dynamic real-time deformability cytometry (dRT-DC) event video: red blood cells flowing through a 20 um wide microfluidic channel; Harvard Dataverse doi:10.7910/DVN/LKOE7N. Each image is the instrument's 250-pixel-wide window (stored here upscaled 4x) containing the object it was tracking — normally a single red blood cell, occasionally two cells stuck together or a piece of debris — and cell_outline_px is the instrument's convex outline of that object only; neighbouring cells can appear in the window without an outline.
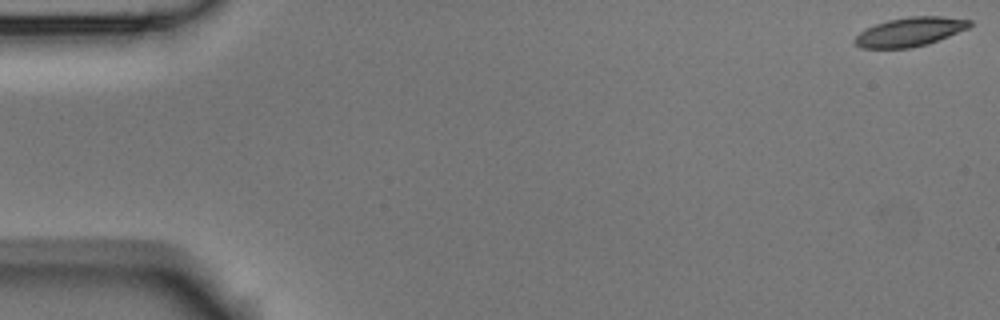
{"species": "Egyptian fruit bat (a non-hibernating species)", "species_latin": "Rousettus aegyptiacus", "temperature_condition": "room temperature", "stored_images_in_passage": 7, "camera_frame_rate_fps": 3000, "um_per_image_px": 0.085, "animal": {"sex": "male"}, "frame": {"image": 1, "passage_image": 1, "time_ms": 0.0, "image_size_px": [1000, 320], "cell_outline_px": [[972, 24], [968, 28], [928, 44], [912, 48], [860, 48], [852, 40], [860, 32], [876, 24], [888, 20], [908, 16], [940, 16], [972, 20]], "centroid_in_image_um": [77.34, 2.71], "position_along_channel_um": 7.7, "area_um2": 19.36}}
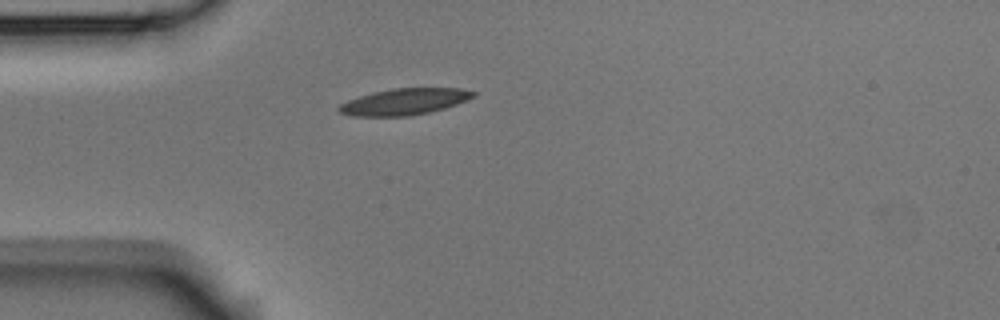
{"frame": {"image": 2, "passage_image": 5, "time_ms": 1.333, "image_size_px": [1000, 320], "cell_outline_px": [[476, 96], [456, 104], [444, 108], [428, 112], [408, 116], [352, 116], [340, 112], [336, 108], [340, 104], [348, 100], [372, 92], [392, 88], [460, 88], [476, 92]], "centroid_in_image_um": [34.36, 8.64], "position_along_channel_um": 50.6, "area_um2": 20.58}}
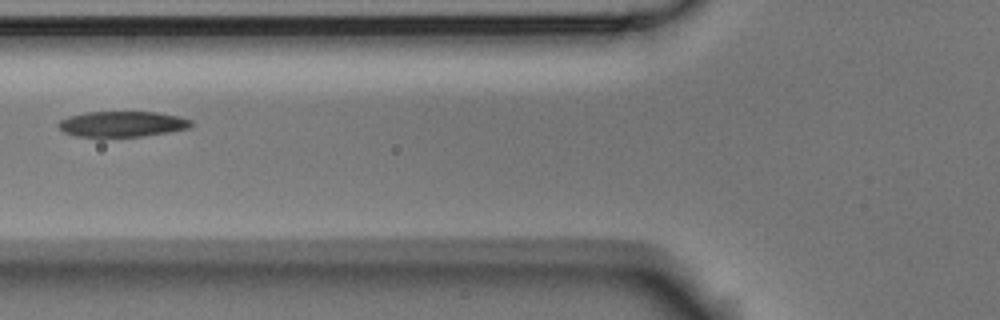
{"frame": {"image": 3, "passage_image": 7, "time_ms": 2.0, "image_size_px": [1000, 320], "cell_outline_px": [[192, 124], [188, 128], [168, 132], [144, 136], [100, 140], [76, 136], [64, 132], [56, 124], [60, 120], [68, 116], [84, 112], [156, 112], [176, 116], [192, 120]], "centroid_in_image_um": [10.29, 10.59], "position_along_channel_um": 115.5, "area_um2": 20.58}}